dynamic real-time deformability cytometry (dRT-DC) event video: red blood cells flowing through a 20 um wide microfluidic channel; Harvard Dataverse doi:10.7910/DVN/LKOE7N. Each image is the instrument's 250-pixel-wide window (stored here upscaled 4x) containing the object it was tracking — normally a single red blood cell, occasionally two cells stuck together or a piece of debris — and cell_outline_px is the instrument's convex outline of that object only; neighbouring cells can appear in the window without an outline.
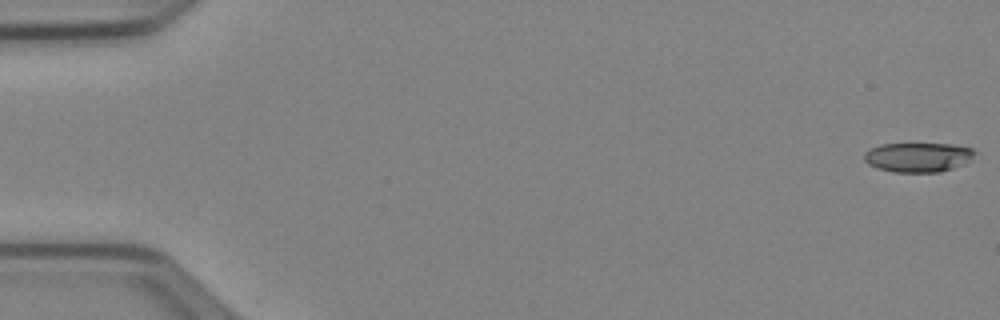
{"species": "Egyptian fruit bat (a non-hibernating species)", "species_latin": "Rousettus aegyptiacus", "temperature_condition": "cold", "stored_images_in_passage": 52, "camera_frame_rate_fps": 3000, "um_per_image_px": 0.085, "animal": {"sex": "female"}, "frame": {"image": 1, "passage_image": 1, "time_ms": 0.0, "image_size_px": [1000, 320], "cell_outline_px": [[976, 152], [972, 160], [964, 164], [940, 172], [892, 172], [876, 168], [868, 164], [864, 160], [864, 152], [880, 144], [952, 144], [972, 148]], "centroid_in_image_um": [78.04, 13.37], "position_along_channel_um": 7.0, "area_um2": 19.13}}
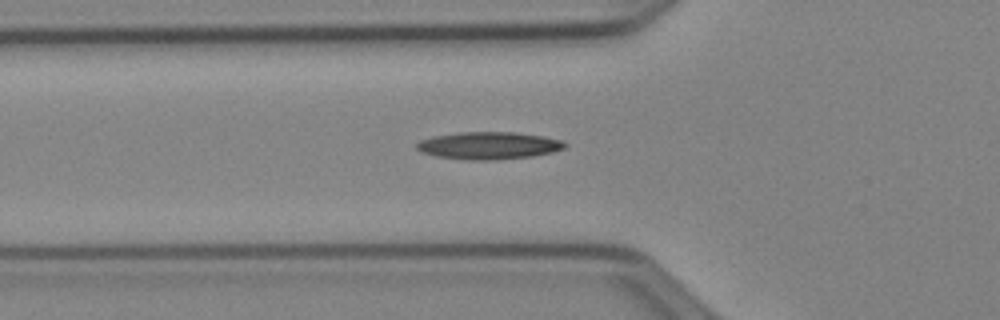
{"frame": {"image": 2, "passage_image": 19, "time_ms": 6.0, "image_size_px": [1000, 320], "cell_outline_px": [[568, 144], [564, 148], [552, 152], [532, 156], [496, 160], [468, 160], [436, 156], [420, 152], [416, 148], [416, 144], [420, 140], [432, 136], [460, 132], [516, 132], [544, 136], [564, 140]], "centroid_in_image_um": [41.55, 12.37], "position_along_channel_um": 84.3, "area_um2": 23.87}}
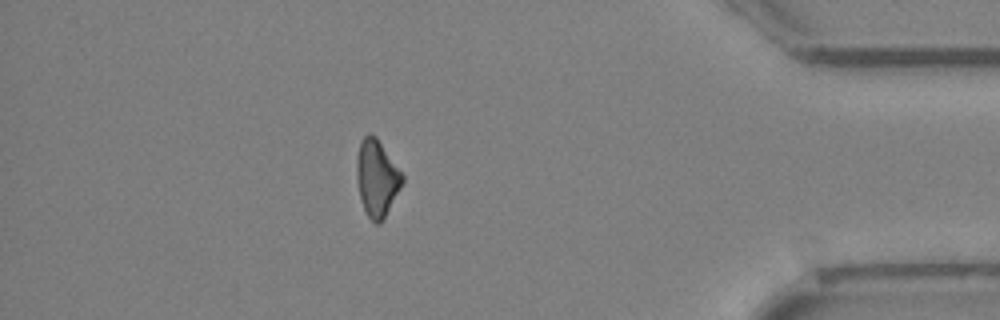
{"frame": {"image": 3, "passage_image": 46, "time_ms": 15.0, "image_size_px": [1000, 320], "cell_outline_px": [[404, 180], [384, 220], [380, 224], [376, 224], [368, 216], [364, 208], [360, 196], [356, 176], [356, 156], [360, 140], [368, 132], [372, 132], [376, 136], [404, 176]], "centroid_in_image_um": [32.02, 15.11], "position_along_channel_um": 403.2, "area_um2": 20.46}}